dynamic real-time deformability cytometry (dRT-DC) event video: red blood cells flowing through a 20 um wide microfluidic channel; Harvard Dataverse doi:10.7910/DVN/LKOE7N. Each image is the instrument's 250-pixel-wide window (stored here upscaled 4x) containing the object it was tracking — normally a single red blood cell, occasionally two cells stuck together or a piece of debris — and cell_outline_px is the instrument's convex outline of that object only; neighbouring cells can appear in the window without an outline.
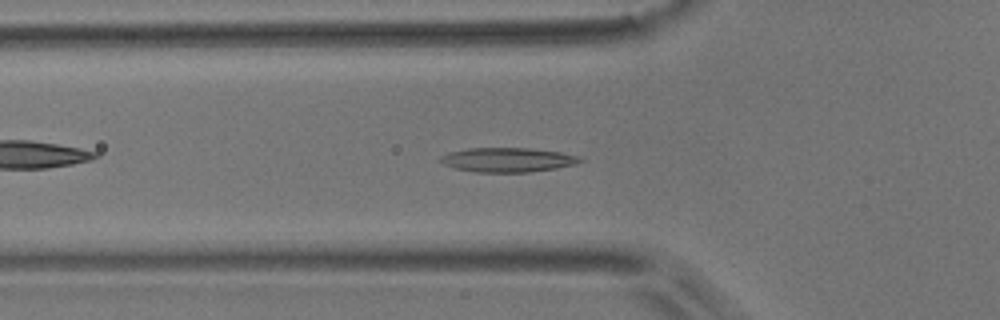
{"species": "common noctule bat (a hibernating species)", "species_latin": "Nyctalus noctula", "temperature_condition": "room temperature", "stored_images_in_passage": 52, "camera_frame_rate_fps": 3000, "um_per_image_px": 0.085, "animal": {"sex": "male", "body_mass_g": 17.9}, "frame": {"image": 1, "passage_image": 17, "time_ms": 5.333, "image_size_px": [1000, 320], "cell_outline_px": [[584, 160], [576, 164], [556, 168], [528, 172], [476, 172], [456, 168], [444, 164], [440, 160], [440, 156], [448, 152], [468, 148], [528, 148], [560, 152], [580, 156]], "centroid_in_image_um": [43.16, 13.58], "position_along_channel_um": 82.6, "area_um2": 19.77}}
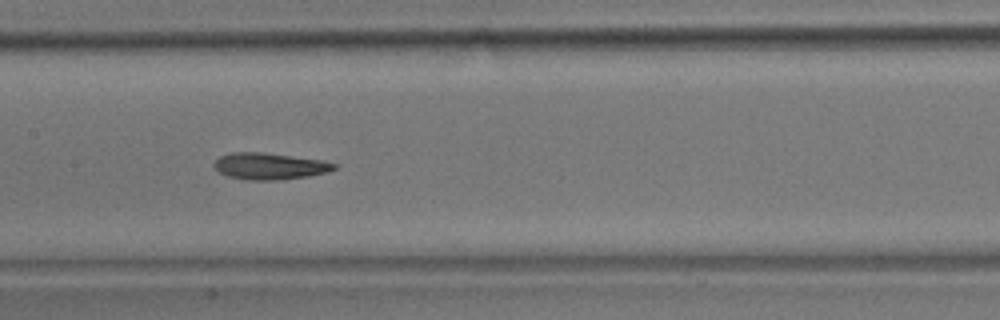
{"frame": {"image": 2, "passage_image": 25, "time_ms": 8.0, "image_size_px": [1000, 320], "cell_outline_px": [[340, 164], [336, 168], [328, 172], [308, 176], [280, 180], [244, 180], [228, 176], [220, 172], [212, 164], [220, 156], [232, 152], [260, 152], [320, 160]], "centroid_in_image_um": [22.92, 14.13], "position_along_channel_um": 184.5, "area_um2": 18.55}}
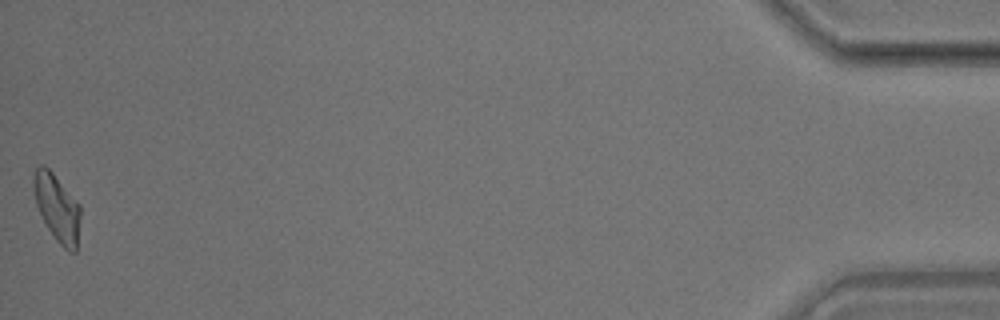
{"frame": {"image": 3, "passage_image": 52, "time_ms": 17.0, "image_size_px": [1000, 320], "cell_outline_px": [[80, 216], [76, 252], [68, 252], [56, 240], [48, 228], [36, 204], [32, 188], [32, 180], [36, 168], [40, 164], [44, 164], [52, 172], [80, 204]], "centroid_in_image_um": [4.84, 17.64], "position_along_channel_um": 430.4, "area_um2": 18.26}, "authors_computed_cell_mechanics": {"area_um2": 18.3226, "velocity_mm_per_s": 3.793, "shape_relaxation_time_tau1_ms": null, "shape_relaxation_time_tau2_ms": 5.604, "deformation_change_tau1": null, "deformation_change_tau2": 0.1383}}